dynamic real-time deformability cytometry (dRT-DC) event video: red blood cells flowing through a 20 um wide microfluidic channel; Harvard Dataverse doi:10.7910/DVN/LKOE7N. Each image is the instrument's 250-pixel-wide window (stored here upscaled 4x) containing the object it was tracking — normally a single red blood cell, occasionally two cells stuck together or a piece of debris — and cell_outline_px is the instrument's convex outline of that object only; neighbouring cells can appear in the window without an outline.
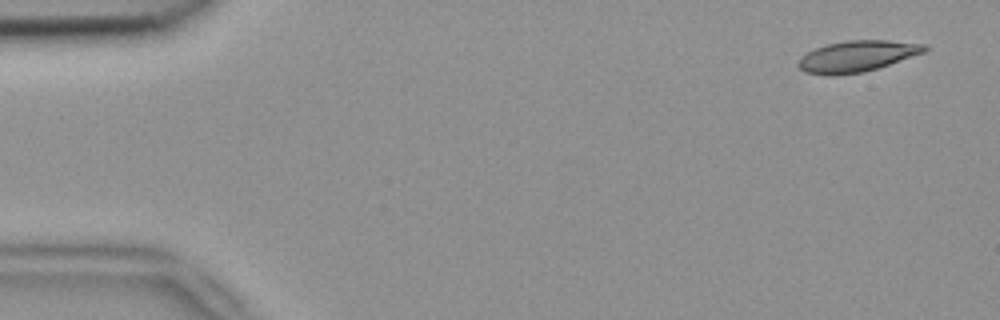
{"species": "common noctule bat (a hibernating species)", "species_latin": "Nyctalus noctula", "temperature_condition": "room temperature", "stored_images_in_passage": 6, "camera_frame_rate_fps": 3000, "um_per_image_px": 0.085, "animal": {"sex": "female", "body_mass_g": 18.4}, "frame": {"image": 1, "passage_image": 1, "time_ms": 0.0, "image_size_px": [1000, 320], "cell_outline_px": [[928, 48], [924, 52], [864, 72], [836, 76], [828, 76], [804, 72], [796, 64], [800, 56], [816, 48], [828, 44], [848, 40], [888, 40], [928, 44]], "centroid_in_image_um": [72.81, 4.79], "position_along_channel_um": 12.2, "area_um2": 22.95}}
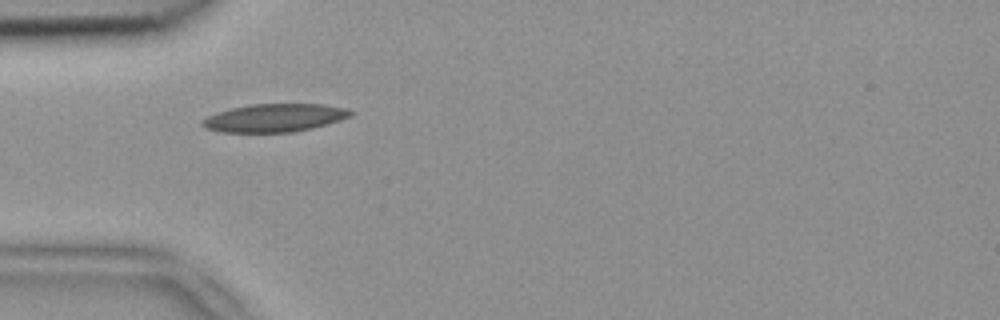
{"frame": {"image": 2, "passage_image": 4, "time_ms": 1.0, "image_size_px": [1000, 320], "cell_outline_px": [[356, 112], [352, 116], [328, 124], [312, 128], [292, 132], [220, 132], [204, 128], [200, 124], [200, 120], [216, 112], [232, 108], [252, 104], [324, 104], [348, 108]], "centroid_in_image_um": [23.35, 10.01], "position_along_channel_um": 61.6, "area_um2": 24.51}}